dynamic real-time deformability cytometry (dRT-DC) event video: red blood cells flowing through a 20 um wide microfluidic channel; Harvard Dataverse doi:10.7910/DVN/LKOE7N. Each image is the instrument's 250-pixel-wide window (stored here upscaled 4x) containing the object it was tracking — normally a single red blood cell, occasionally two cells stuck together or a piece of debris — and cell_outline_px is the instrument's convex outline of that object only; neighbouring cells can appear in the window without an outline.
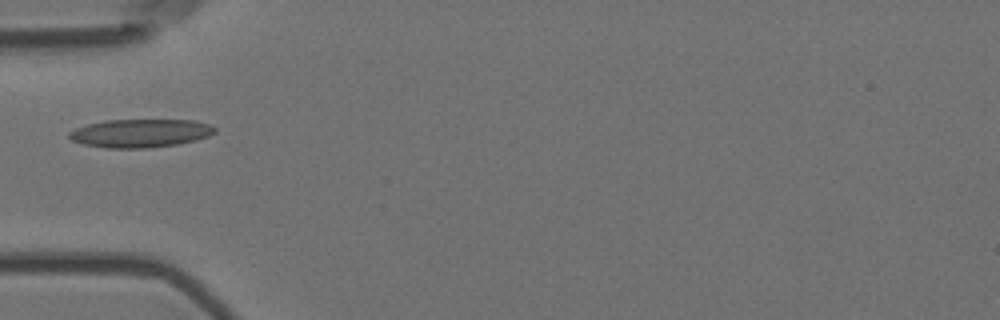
{"species": "Egyptian fruit bat (a non-hibernating species)", "species_latin": "Rousettus aegyptiacus", "temperature_condition": "room temperature", "stored_images_in_passage": 13, "camera_frame_rate_fps": 3000, "um_per_image_px": 0.085, "animal": {"sex": "female"}, "frame": {"image": 1, "passage_image": 1, "time_ms": 0.0, "image_size_px": [1000, 320], "cell_outline_px": [[216, 132], [208, 136], [196, 140], [176, 144], [148, 148], [108, 148], [84, 144], [72, 140], [68, 136], [68, 132], [76, 128], [88, 124], [108, 120], [192, 120], [208, 124], [216, 128]], "centroid_in_image_um": [11.93, 11.32], "position_along_channel_um": 73.1, "area_um2": 23.87}}